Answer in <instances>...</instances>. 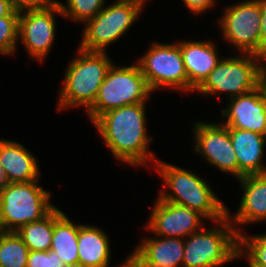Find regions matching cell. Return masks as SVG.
<instances>
[{"mask_svg":"<svg viewBox=\"0 0 266 267\" xmlns=\"http://www.w3.org/2000/svg\"><path fill=\"white\" fill-rule=\"evenodd\" d=\"M145 106V103H138L108 110L93 124L118 161L149 168L148 162L154 165L157 159L148 148L152 138L146 130Z\"/></svg>","mask_w":266,"mask_h":267,"instance_id":"cell-1","label":"cell"},{"mask_svg":"<svg viewBox=\"0 0 266 267\" xmlns=\"http://www.w3.org/2000/svg\"><path fill=\"white\" fill-rule=\"evenodd\" d=\"M153 166L165 185L173 192H168L163 187L158 194L161 200L186 206L213 222L227 215V207L202 177L158 159Z\"/></svg>","mask_w":266,"mask_h":267,"instance_id":"cell-2","label":"cell"},{"mask_svg":"<svg viewBox=\"0 0 266 267\" xmlns=\"http://www.w3.org/2000/svg\"><path fill=\"white\" fill-rule=\"evenodd\" d=\"M78 49L79 55L71 60L65 71L57 106L59 111L76 106H82L87 111L113 64L106 51Z\"/></svg>","mask_w":266,"mask_h":267,"instance_id":"cell-3","label":"cell"},{"mask_svg":"<svg viewBox=\"0 0 266 267\" xmlns=\"http://www.w3.org/2000/svg\"><path fill=\"white\" fill-rule=\"evenodd\" d=\"M215 223L184 238L182 267H219L238 258L239 235L228 216Z\"/></svg>","mask_w":266,"mask_h":267,"instance_id":"cell-4","label":"cell"},{"mask_svg":"<svg viewBox=\"0 0 266 267\" xmlns=\"http://www.w3.org/2000/svg\"><path fill=\"white\" fill-rule=\"evenodd\" d=\"M38 181L6 183L0 189V231L16 232L55 207L50 202L51 193L37 185Z\"/></svg>","mask_w":266,"mask_h":267,"instance_id":"cell-5","label":"cell"},{"mask_svg":"<svg viewBox=\"0 0 266 267\" xmlns=\"http://www.w3.org/2000/svg\"><path fill=\"white\" fill-rule=\"evenodd\" d=\"M242 55L221 59L196 91L218 96L226 92L231 99L256 89L266 79V60L254 54Z\"/></svg>","mask_w":266,"mask_h":267,"instance_id":"cell-6","label":"cell"},{"mask_svg":"<svg viewBox=\"0 0 266 267\" xmlns=\"http://www.w3.org/2000/svg\"><path fill=\"white\" fill-rule=\"evenodd\" d=\"M151 92L138 64L124 67L112 64L87 115L93 122L108 110L146 103Z\"/></svg>","mask_w":266,"mask_h":267,"instance_id":"cell-7","label":"cell"},{"mask_svg":"<svg viewBox=\"0 0 266 267\" xmlns=\"http://www.w3.org/2000/svg\"><path fill=\"white\" fill-rule=\"evenodd\" d=\"M144 0H116L105 6L86 22L79 48L86 51H107L108 45L118 41L139 17Z\"/></svg>","mask_w":266,"mask_h":267,"instance_id":"cell-8","label":"cell"},{"mask_svg":"<svg viewBox=\"0 0 266 267\" xmlns=\"http://www.w3.org/2000/svg\"><path fill=\"white\" fill-rule=\"evenodd\" d=\"M137 60L152 92L161 87L189 92L187 72L178 43H152L147 53Z\"/></svg>","mask_w":266,"mask_h":267,"instance_id":"cell-9","label":"cell"},{"mask_svg":"<svg viewBox=\"0 0 266 267\" xmlns=\"http://www.w3.org/2000/svg\"><path fill=\"white\" fill-rule=\"evenodd\" d=\"M224 10V15L218 19L224 40L241 50V54H254L266 60V51L261 47L258 0L242 1Z\"/></svg>","mask_w":266,"mask_h":267,"instance_id":"cell-10","label":"cell"},{"mask_svg":"<svg viewBox=\"0 0 266 267\" xmlns=\"http://www.w3.org/2000/svg\"><path fill=\"white\" fill-rule=\"evenodd\" d=\"M55 13L62 15L57 0L43 8L20 11L18 40L31 58L43 61L51 50L56 33Z\"/></svg>","mask_w":266,"mask_h":267,"instance_id":"cell-11","label":"cell"},{"mask_svg":"<svg viewBox=\"0 0 266 267\" xmlns=\"http://www.w3.org/2000/svg\"><path fill=\"white\" fill-rule=\"evenodd\" d=\"M194 150L212 166L230 173L238 180V160L230 138L229 128L222 123L195 122Z\"/></svg>","mask_w":266,"mask_h":267,"instance_id":"cell-12","label":"cell"},{"mask_svg":"<svg viewBox=\"0 0 266 267\" xmlns=\"http://www.w3.org/2000/svg\"><path fill=\"white\" fill-rule=\"evenodd\" d=\"M146 228L160 237L187 238L203 226L199 212L157 197Z\"/></svg>","mask_w":266,"mask_h":267,"instance_id":"cell-13","label":"cell"},{"mask_svg":"<svg viewBox=\"0 0 266 267\" xmlns=\"http://www.w3.org/2000/svg\"><path fill=\"white\" fill-rule=\"evenodd\" d=\"M227 109L221 110L228 128L244 129L265 135L266 79L254 90L229 99Z\"/></svg>","mask_w":266,"mask_h":267,"instance_id":"cell-14","label":"cell"},{"mask_svg":"<svg viewBox=\"0 0 266 267\" xmlns=\"http://www.w3.org/2000/svg\"><path fill=\"white\" fill-rule=\"evenodd\" d=\"M238 181L243 189L239 209L232 216L227 208V216L240 235L239 226L266 221V173L245 175Z\"/></svg>","mask_w":266,"mask_h":267,"instance_id":"cell-15","label":"cell"},{"mask_svg":"<svg viewBox=\"0 0 266 267\" xmlns=\"http://www.w3.org/2000/svg\"><path fill=\"white\" fill-rule=\"evenodd\" d=\"M187 72L189 91H196L222 58L211 41L178 42Z\"/></svg>","mask_w":266,"mask_h":267,"instance_id":"cell-16","label":"cell"},{"mask_svg":"<svg viewBox=\"0 0 266 267\" xmlns=\"http://www.w3.org/2000/svg\"><path fill=\"white\" fill-rule=\"evenodd\" d=\"M229 133L238 160V180L245 175L266 173L262 164L266 146L264 135L235 128H229Z\"/></svg>","mask_w":266,"mask_h":267,"instance_id":"cell-17","label":"cell"},{"mask_svg":"<svg viewBox=\"0 0 266 267\" xmlns=\"http://www.w3.org/2000/svg\"><path fill=\"white\" fill-rule=\"evenodd\" d=\"M0 163L6 183L29 182L39 179L37 158L23 144L6 140L1 145Z\"/></svg>","mask_w":266,"mask_h":267,"instance_id":"cell-18","label":"cell"},{"mask_svg":"<svg viewBox=\"0 0 266 267\" xmlns=\"http://www.w3.org/2000/svg\"><path fill=\"white\" fill-rule=\"evenodd\" d=\"M79 264L84 267H108L111 248L108 235L97 226L79 224Z\"/></svg>","mask_w":266,"mask_h":267,"instance_id":"cell-19","label":"cell"},{"mask_svg":"<svg viewBox=\"0 0 266 267\" xmlns=\"http://www.w3.org/2000/svg\"><path fill=\"white\" fill-rule=\"evenodd\" d=\"M79 224L72 223L67 215L56 206L53 208V237L51 250H54L65 265H78Z\"/></svg>","mask_w":266,"mask_h":267,"instance_id":"cell-20","label":"cell"},{"mask_svg":"<svg viewBox=\"0 0 266 267\" xmlns=\"http://www.w3.org/2000/svg\"><path fill=\"white\" fill-rule=\"evenodd\" d=\"M159 237V238H158ZM156 238V239H155ZM136 249L149 261L160 266L182 267L184 238H145Z\"/></svg>","mask_w":266,"mask_h":267,"instance_id":"cell-21","label":"cell"},{"mask_svg":"<svg viewBox=\"0 0 266 267\" xmlns=\"http://www.w3.org/2000/svg\"><path fill=\"white\" fill-rule=\"evenodd\" d=\"M16 233L29 251H48L53 237V209L42 219L22 226Z\"/></svg>","mask_w":266,"mask_h":267,"instance_id":"cell-22","label":"cell"},{"mask_svg":"<svg viewBox=\"0 0 266 267\" xmlns=\"http://www.w3.org/2000/svg\"><path fill=\"white\" fill-rule=\"evenodd\" d=\"M29 248L16 232L0 231V266L26 267Z\"/></svg>","mask_w":266,"mask_h":267,"instance_id":"cell-23","label":"cell"},{"mask_svg":"<svg viewBox=\"0 0 266 267\" xmlns=\"http://www.w3.org/2000/svg\"><path fill=\"white\" fill-rule=\"evenodd\" d=\"M247 257L249 267H266V233L239 235L238 258Z\"/></svg>","mask_w":266,"mask_h":267,"instance_id":"cell-24","label":"cell"},{"mask_svg":"<svg viewBox=\"0 0 266 267\" xmlns=\"http://www.w3.org/2000/svg\"><path fill=\"white\" fill-rule=\"evenodd\" d=\"M106 0H67L66 5L58 1L62 16L73 21L86 23L93 19L103 8Z\"/></svg>","mask_w":266,"mask_h":267,"instance_id":"cell-25","label":"cell"},{"mask_svg":"<svg viewBox=\"0 0 266 267\" xmlns=\"http://www.w3.org/2000/svg\"><path fill=\"white\" fill-rule=\"evenodd\" d=\"M19 15L0 17V53L13 55L18 40Z\"/></svg>","mask_w":266,"mask_h":267,"instance_id":"cell-26","label":"cell"},{"mask_svg":"<svg viewBox=\"0 0 266 267\" xmlns=\"http://www.w3.org/2000/svg\"><path fill=\"white\" fill-rule=\"evenodd\" d=\"M62 259L54 250L29 251L26 267H64Z\"/></svg>","mask_w":266,"mask_h":267,"instance_id":"cell-27","label":"cell"},{"mask_svg":"<svg viewBox=\"0 0 266 267\" xmlns=\"http://www.w3.org/2000/svg\"><path fill=\"white\" fill-rule=\"evenodd\" d=\"M120 267H166L149 262L136 248ZM170 267V266H167Z\"/></svg>","mask_w":266,"mask_h":267,"instance_id":"cell-28","label":"cell"},{"mask_svg":"<svg viewBox=\"0 0 266 267\" xmlns=\"http://www.w3.org/2000/svg\"><path fill=\"white\" fill-rule=\"evenodd\" d=\"M53 0H10L12 7L17 11L39 9L47 6Z\"/></svg>","mask_w":266,"mask_h":267,"instance_id":"cell-29","label":"cell"},{"mask_svg":"<svg viewBox=\"0 0 266 267\" xmlns=\"http://www.w3.org/2000/svg\"><path fill=\"white\" fill-rule=\"evenodd\" d=\"M189 12L195 14H202L213 7L216 3L215 0H182Z\"/></svg>","mask_w":266,"mask_h":267,"instance_id":"cell-30","label":"cell"},{"mask_svg":"<svg viewBox=\"0 0 266 267\" xmlns=\"http://www.w3.org/2000/svg\"><path fill=\"white\" fill-rule=\"evenodd\" d=\"M258 2L261 6V47L266 51V0H258Z\"/></svg>","mask_w":266,"mask_h":267,"instance_id":"cell-31","label":"cell"},{"mask_svg":"<svg viewBox=\"0 0 266 267\" xmlns=\"http://www.w3.org/2000/svg\"><path fill=\"white\" fill-rule=\"evenodd\" d=\"M19 14L20 11H17L12 7L10 0H0V17Z\"/></svg>","mask_w":266,"mask_h":267,"instance_id":"cell-32","label":"cell"},{"mask_svg":"<svg viewBox=\"0 0 266 267\" xmlns=\"http://www.w3.org/2000/svg\"><path fill=\"white\" fill-rule=\"evenodd\" d=\"M7 139H0V150H1V145L6 141ZM6 184V179L4 177V173L2 170V166L0 163V189Z\"/></svg>","mask_w":266,"mask_h":267,"instance_id":"cell-33","label":"cell"},{"mask_svg":"<svg viewBox=\"0 0 266 267\" xmlns=\"http://www.w3.org/2000/svg\"><path fill=\"white\" fill-rule=\"evenodd\" d=\"M64 267H84V266L78 264V265H65Z\"/></svg>","mask_w":266,"mask_h":267,"instance_id":"cell-34","label":"cell"}]
</instances>
